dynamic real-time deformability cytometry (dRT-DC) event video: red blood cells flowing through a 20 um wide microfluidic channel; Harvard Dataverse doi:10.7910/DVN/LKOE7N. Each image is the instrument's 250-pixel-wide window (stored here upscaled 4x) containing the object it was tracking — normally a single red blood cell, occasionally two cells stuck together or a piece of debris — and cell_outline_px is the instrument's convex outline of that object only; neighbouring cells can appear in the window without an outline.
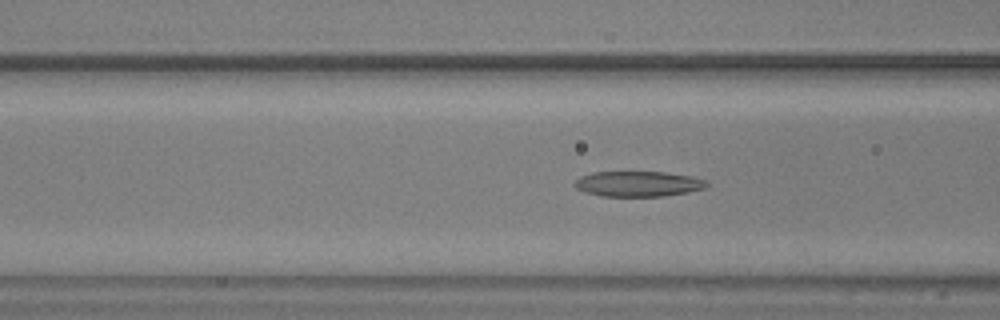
{"species": "common noctule bat (a hibernating species)", "species_latin": "Nyctalus noctula", "temperature_condition": "warm", "stored_images_in_passage": 56, "camera_frame_rate_fps": 3000, "um_per_image_px": 0.085, "animal": {"sex": "male", "body_mass_g": 20.5, "forearm_length_mm": 52.5}, "frame": {"image": 1, "passage_image": 20, "time_ms": 6.333, "image_size_px": [1000, 320], "cell_outline_px": [[708, 184], [704, 188], [688, 192], [664, 196], [604, 196], [584, 192], [576, 188], [572, 184], [580, 176], [592, 172], [664, 172], [692, 176], [704, 180]], "centroid_in_image_um": [54.2, 15.62], "position_along_channel_um": 112.4, "area_um2": 19.48}}
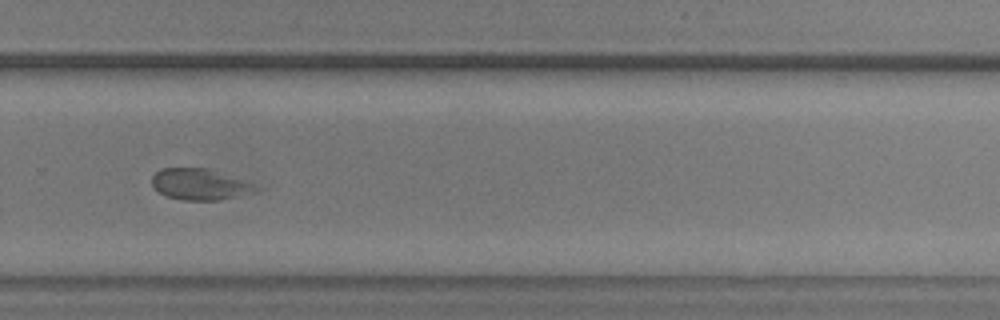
{"frame": {"image": 2, "passage_image": 37, "time_ms": 12.0, "image_size_px": [1000, 320], "cell_outline_px": [[264, 188], [256, 192], [240, 196], [220, 200], [180, 200], [164, 196], [152, 184], [152, 176], [160, 168], [208, 168]], "centroid_in_image_um": [17.0, 15.68], "position_along_channel_um": 312.8, "area_um2": 18.96}}
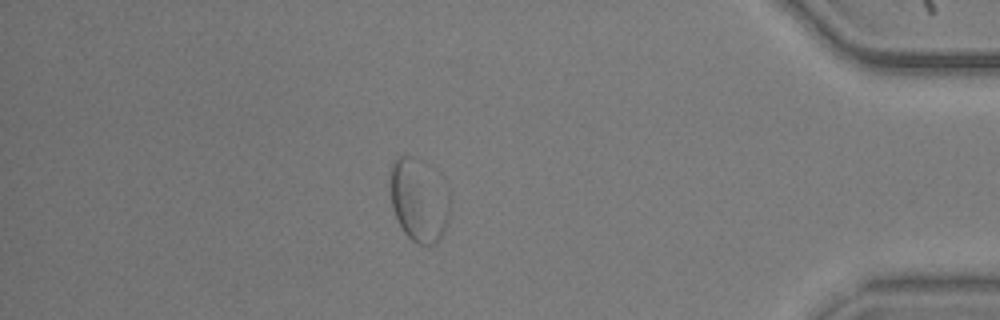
{"frame": {"image": 3, "passage_image": 48, "time_ms": 15.667, "image_size_px": [1000, 320], "cell_outline_px": [[452, 200], [448, 224], [440, 240], [432, 244], [416, 244], [404, 232], [392, 208], [388, 184], [388, 180], [392, 160], [396, 156], [412, 156], [448, 188]], "centroid_in_image_um": [35.59, 17.04], "position_along_channel_um": 399.6, "area_um2": 29.25}, "authors_computed_cell_mechanics": {"area_um2": 21.2126, "velocity_mm_per_s": 3.5422, "shape_relaxation_time_tau1_ms": null, "shape_relaxation_time_tau2_ms": 1.1266, "deformation_change_tau1": null, "deformation_change_tau2": 0.0612}}